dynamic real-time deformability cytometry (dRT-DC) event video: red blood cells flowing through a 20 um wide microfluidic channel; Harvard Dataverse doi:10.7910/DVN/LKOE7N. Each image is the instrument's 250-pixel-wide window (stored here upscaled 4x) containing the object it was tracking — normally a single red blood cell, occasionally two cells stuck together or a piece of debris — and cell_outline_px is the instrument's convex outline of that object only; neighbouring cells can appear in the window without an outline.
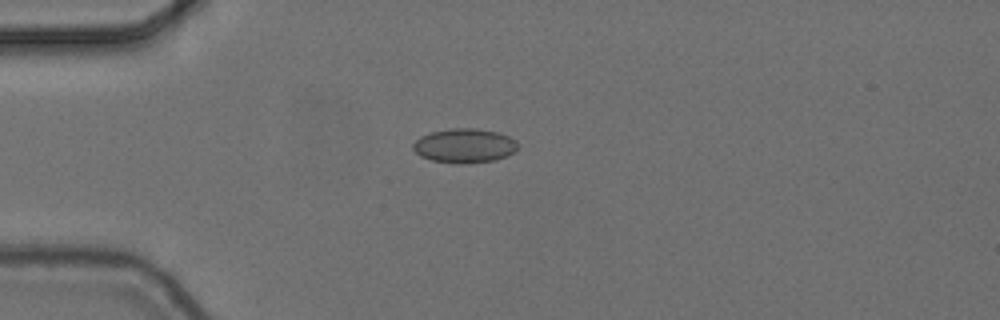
{"species": "common noctule bat (a hibernating species)", "species_latin": "Nyctalus noctula", "temperature_condition": "cold", "stored_images_in_passage": 5, "camera_frame_rate_fps": 3000, "um_per_image_px": 0.085, "animal": {"sex": "female", "body_mass_g": 24.6, "forearm_length_mm": 56.2}, "frame": {"image": 1, "passage_image": 1, "time_ms": 0.0, "image_size_px": [1000, 320], "cell_outline_px": [[520, 148], [516, 152], [508, 156], [492, 160], [464, 164], [456, 164], [432, 160], [420, 156], [412, 148], [412, 144], [420, 136], [432, 132], [452, 128], [476, 128], [496, 132], [508, 136], [516, 140]], "centroid_in_image_um": [39.5, 12.39], "position_along_channel_um": 45.5, "area_um2": 21.1}}
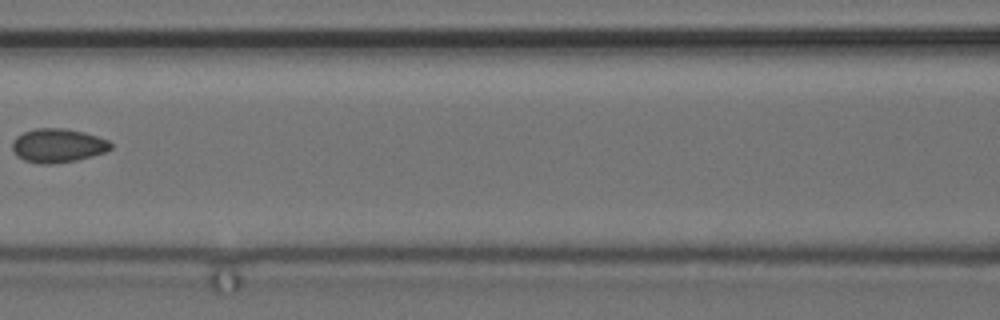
{"frame": {"image": 2, "passage_image": 4, "time_ms": 1.0, "image_size_px": [1000, 320], "cell_outline_px": [[112, 148], [104, 152], [92, 156], [76, 160], [52, 164], [40, 164], [24, 160], [16, 156], [12, 148], [12, 144], [16, 136], [24, 132], [36, 128], [64, 128], [84, 132], [108, 140], [112, 144]], "centroid_in_image_um": [4.9, 12.37], "position_along_channel_um": 161.7, "area_um2": 19.42}}
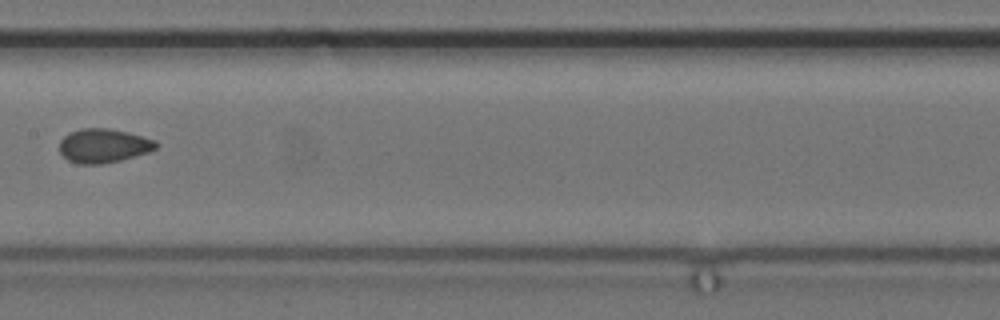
{"frame": {"image": 3, "passage_image": 5, "time_ms": 1.333, "image_size_px": [1000, 320], "cell_outline_px": [[160, 144], [156, 148], [148, 152], [120, 160], [100, 164], [76, 164], [68, 160], [60, 152], [60, 140], [64, 136], [80, 128], [108, 128], [128, 132], [156, 140]], "centroid_in_image_um": [8.81, 12.38], "position_along_channel_um": 198.6, "area_um2": 19.13}}